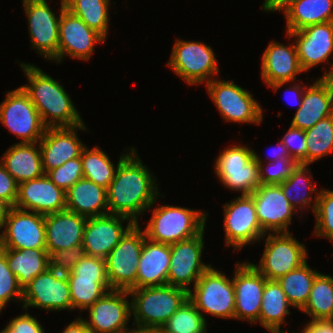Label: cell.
<instances>
[{
    "label": "cell",
    "instance_id": "obj_1",
    "mask_svg": "<svg viewBox=\"0 0 333 333\" xmlns=\"http://www.w3.org/2000/svg\"><path fill=\"white\" fill-rule=\"evenodd\" d=\"M120 156L109 188V214L120 215L138 223V215L154 205L159 196L157 180L139 159L136 149Z\"/></svg>",
    "mask_w": 333,
    "mask_h": 333
},
{
    "label": "cell",
    "instance_id": "obj_2",
    "mask_svg": "<svg viewBox=\"0 0 333 333\" xmlns=\"http://www.w3.org/2000/svg\"><path fill=\"white\" fill-rule=\"evenodd\" d=\"M29 85L21 86L29 95L46 128L75 127L83 124L63 86L39 67L21 63ZM50 120H49V118Z\"/></svg>",
    "mask_w": 333,
    "mask_h": 333
},
{
    "label": "cell",
    "instance_id": "obj_3",
    "mask_svg": "<svg viewBox=\"0 0 333 333\" xmlns=\"http://www.w3.org/2000/svg\"><path fill=\"white\" fill-rule=\"evenodd\" d=\"M131 313L137 327L161 328L188 300L185 289L171 285L131 289Z\"/></svg>",
    "mask_w": 333,
    "mask_h": 333
},
{
    "label": "cell",
    "instance_id": "obj_4",
    "mask_svg": "<svg viewBox=\"0 0 333 333\" xmlns=\"http://www.w3.org/2000/svg\"><path fill=\"white\" fill-rule=\"evenodd\" d=\"M208 213L184 207L161 205L144 230L146 238L159 243L174 244L199 235L205 230Z\"/></svg>",
    "mask_w": 333,
    "mask_h": 333
},
{
    "label": "cell",
    "instance_id": "obj_5",
    "mask_svg": "<svg viewBox=\"0 0 333 333\" xmlns=\"http://www.w3.org/2000/svg\"><path fill=\"white\" fill-rule=\"evenodd\" d=\"M145 238V232L135 223L105 258L111 290L136 289L139 259Z\"/></svg>",
    "mask_w": 333,
    "mask_h": 333
},
{
    "label": "cell",
    "instance_id": "obj_6",
    "mask_svg": "<svg viewBox=\"0 0 333 333\" xmlns=\"http://www.w3.org/2000/svg\"><path fill=\"white\" fill-rule=\"evenodd\" d=\"M254 153L252 148L235 145L217 156L214 168L224 186L241 191L242 195H250L261 185L259 163Z\"/></svg>",
    "mask_w": 333,
    "mask_h": 333
},
{
    "label": "cell",
    "instance_id": "obj_7",
    "mask_svg": "<svg viewBox=\"0 0 333 333\" xmlns=\"http://www.w3.org/2000/svg\"><path fill=\"white\" fill-rule=\"evenodd\" d=\"M188 299L201 312L217 318H234L235 290L231 279L210 267L197 281Z\"/></svg>",
    "mask_w": 333,
    "mask_h": 333
},
{
    "label": "cell",
    "instance_id": "obj_8",
    "mask_svg": "<svg viewBox=\"0 0 333 333\" xmlns=\"http://www.w3.org/2000/svg\"><path fill=\"white\" fill-rule=\"evenodd\" d=\"M168 66L173 73L191 85L204 81L207 84L214 78L213 75L219 73L213 50L203 42L177 39Z\"/></svg>",
    "mask_w": 333,
    "mask_h": 333
},
{
    "label": "cell",
    "instance_id": "obj_9",
    "mask_svg": "<svg viewBox=\"0 0 333 333\" xmlns=\"http://www.w3.org/2000/svg\"><path fill=\"white\" fill-rule=\"evenodd\" d=\"M0 121L22 139L20 143H38L46 129L22 87L7 92L6 99L0 104Z\"/></svg>",
    "mask_w": 333,
    "mask_h": 333
},
{
    "label": "cell",
    "instance_id": "obj_10",
    "mask_svg": "<svg viewBox=\"0 0 333 333\" xmlns=\"http://www.w3.org/2000/svg\"><path fill=\"white\" fill-rule=\"evenodd\" d=\"M208 93L226 121L260 124L263 110L249 91L234 81L212 79L206 84Z\"/></svg>",
    "mask_w": 333,
    "mask_h": 333
},
{
    "label": "cell",
    "instance_id": "obj_11",
    "mask_svg": "<svg viewBox=\"0 0 333 333\" xmlns=\"http://www.w3.org/2000/svg\"><path fill=\"white\" fill-rule=\"evenodd\" d=\"M267 234L260 265L253 264L267 280H277L307 262L305 245L290 233Z\"/></svg>",
    "mask_w": 333,
    "mask_h": 333
},
{
    "label": "cell",
    "instance_id": "obj_12",
    "mask_svg": "<svg viewBox=\"0 0 333 333\" xmlns=\"http://www.w3.org/2000/svg\"><path fill=\"white\" fill-rule=\"evenodd\" d=\"M204 230L193 238L170 244V265L167 275V285L185 289L194 281V286L200 277L211 267L201 260L204 248Z\"/></svg>",
    "mask_w": 333,
    "mask_h": 333
},
{
    "label": "cell",
    "instance_id": "obj_13",
    "mask_svg": "<svg viewBox=\"0 0 333 333\" xmlns=\"http://www.w3.org/2000/svg\"><path fill=\"white\" fill-rule=\"evenodd\" d=\"M23 308L37 307L45 310H72L67 276L52 267L37 275L24 289Z\"/></svg>",
    "mask_w": 333,
    "mask_h": 333
},
{
    "label": "cell",
    "instance_id": "obj_14",
    "mask_svg": "<svg viewBox=\"0 0 333 333\" xmlns=\"http://www.w3.org/2000/svg\"><path fill=\"white\" fill-rule=\"evenodd\" d=\"M3 227L0 248L46 249L45 215L12 207Z\"/></svg>",
    "mask_w": 333,
    "mask_h": 333
},
{
    "label": "cell",
    "instance_id": "obj_15",
    "mask_svg": "<svg viewBox=\"0 0 333 333\" xmlns=\"http://www.w3.org/2000/svg\"><path fill=\"white\" fill-rule=\"evenodd\" d=\"M224 207L226 245L234 250L260 240L265 233L257 219L255 202L250 195H241Z\"/></svg>",
    "mask_w": 333,
    "mask_h": 333
},
{
    "label": "cell",
    "instance_id": "obj_16",
    "mask_svg": "<svg viewBox=\"0 0 333 333\" xmlns=\"http://www.w3.org/2000/svg\"><path fill=\"white\" fill-rule=\"evenodd\" d=\"M60 9L58 62L64 55L89 60L95 43H104L105 38L67 10L64 0H61Z\"/></svg>",
    "mask_w": 333,
    "mask_h": 333
},
{
    "label": "cell",
    "instance_id": "obj_17",
    "mask_svg": "<svg viewBox=\"0 0 333 333\" xmlns=\"http://www.w3.org/2000/svg\"><path fill=\"white\" fill-rule=\"evenodd\" d=\"M32 47L48 60L58 62L59 18L46 0H23Z\"/></svg>",
    "mask_w": 333,
    "mask_h": 333
},
{
    "label": "cell",
    "instance_id": "obj_18",
    "mask_svg": "<svg viewBox=\"0 0 333 333\" xmlns=\"http://www.w3.org/2000/svg\"><path fill=\"white\" fill-rule=\"evenodd\" d=\"M126 290H110L89 307L90 321L85 323L92 333H130L125 327L131 317V302ZM129 329V330H128Z\"/></svg>",
    "mask_w": 333,
    "mask_h": 333
},
{
    "label": "cell",
    "instance_id": "obj_19",
    "mask_svg": "<svg viewBox=\"0 0 333 333\" xmlns=\"http://www.w3.org/2000/svg\"><path fill=\"white\" fill-rule=\"evenodd\" d=\"M250 196L255 202L258 222L262 231L289 233L292 215L296 214L279 184H261Z\"/></svg>",
    "mask_w": 333,
    "mask_h": 333
},
{
    "label": "cell",
    "instance_id": "obj_20",
    "mask_svg": "<svg viewBox=\"0 0 333 333\" xmlns=\"http://www.w3.org/2000/svg\"><path fill=\"white\" fill-rule=\"evenodd\" d=\"M267 279L253 263L237 264L232 279L235 290V319L256 323L259 320L262 295Z\"/></svg>",
    "mask_w": 333,
    "mask_h": 333
},
{
    "label": "cell",
    "instance_id": "obj_21",
    "mask_svg": "<svg viewBox=\"0 0 333 333\" xmlns=\"http://www.w3.org/2000/svg\"><path fill=\"white\" fill-rule=\"evenodd\" d=\"M129 221L126 228L121 225ZM135 223L127 217L106 214L87 218L83 241L86 255L105 259Z\"/></svg>",
    "mask_w": 333,
    "mask_h": 333
},
{
    "label": "cell",
    "instance_id": "obj_22",
    "mask_svg": "<svg viewBox=\"0 0 333 333\" xmlns=\"http://www.w3.org/2000/svg\"><path fill=\"white\" fill-rule=\"evenodd\" d=\"M262 9L264 12L283 11L286 33L333 21V0H265Z\"/></svg>",
    "mask_w": 333,
    "mask_h": 333
},
{
    "label": "cell",
    "instance_id": "obj_23",
    "mask_svg": "<svg viewBox=\"0 0 333 333\" xmlns=\"http://www.w3.org/2000/svg\"><path fill=\"white\" fill-rule=\"evenodd\" d=\"M333 115V64L329 72L307 86L302 105L297 109L290 126L307 130L318 121Z\"/></svg>",
    "mask_w": 333,
    "mask_h": 333
},
{
    "label": "cell",
    "instance_id": "obj_24",
    "mask_svg": "<svg viewBox=\"0 0 333 333\" xmlns=\"http://www.w3.org/2000/svg\"><path fill=\"white\" fill-rule=\"evenodd\" d=\"M15 208L43 215L61 212L66 210V192L44 174L18 184Z\"/></svg>",
    "mask_w": 333,
    "mask_h": 333
},
{
    "label": "cell",
    "instance_id": "obj_25",
    "mask_svg": "<svg viewBox=\"0 0 333 333\" xmlns=\"http://www.w3.org/2000/svg\"><path fill=\"white\" fill-rule=\"evenodd\" d=\"M87 128L84 123L75 127L46 128L38 143L44 173L63 165L68 160L81 156L85 147L77 137V130ZM76 130V131H75Z\"/></svg>",
    "mask_w": 333,
    "mask_h": 333
},
{
    "label": "cell",
    "instance_id": "obj_26",
    "mask_svg": "<svg viewBox=\"0 0 333 333\" xmlns=\"http://www.w3.org/2000/svg\"><path fill=\"white\" fill-rule=\"evenodd\" d=\"M296 37L295 43L303 71L328 61L333 53V21L308 26L302 30L287 33Z\"/></svg>",
    "mask_w": 333,
    "mask_h": 333
},
{
    "label": "cell",
    "instance_id": "obj_27",
    "mask_svg": "<svg viewBox=\"0 0 333 333\" xmlns=\"http://www.w3.org/2000/svg\"><path fill=\"white\" fill-rule=\"evenodd\" d=\"M261 77L268 87L277 90L285 83L296 80L304 72L301 68L295 45L284 46L271 41L262 56Z\"/></svg>",
    "mask_w": 333,
    "mask_h": 333
},
{
    "label": "cell",
    "instance_id": "obj_28",
    "mask_svg": "<svg viewBox=\"0 0 333 333\" xmlns=\"http://www.w3.org/2000/svg\"><path fill=\"white\" fill-rule=\"evenodd\" d=\"M87 217L67 210L45 215L46 251L72 249L83 241Z\"/></svg>",
    "mask_w": 333,
    "mask_h": 333
},
{
    "label": "cell",
    "instance_id": "obj_29",
    "mask_svg": "<svg viewBox=\"0 0 333 333\" xmlns=\"http://www.w3.org/2000/svg\"><path fill=\"white\" fill-rule=\"evenodd\" d=\"M170 257L169 244L145 238L139 259L136 288L166 285Z\"/></svg>",
    "mask_w": 333,
    "mask_h": 333
},
{
    "label": "cell",
    "instance_id": "obj_30",
    "mask_svg": "<svg viewBox=\"0 0 333 333\" xmlns=\"http://www.w3.org/2000/svg\"><path fill=\"white\" fill-rule=\"evenodd\" d=\"M66 210L87 218L108 214L107 189L80 179L66 191Z\"/></svg>",
    "mask_w": 333,
    "mask_h": 333
},
{
    "label": "cell",
    "instance_id": "obj_31",
    "mask_svg": "<svg viewBox=\"0 0 333 333\" xmlns=\"http://www.w3.org/2000/svg\"><path fill=\"white\" fill-rule=\"evenodd\" d=\"M35 146L36 143H16L7 149L0 161L18 184L45 174L40 148Z\"/></svg>",
    "mask_w": 333,
    "mask_h": 333
},
{
    "label": "cell",
    "instance_id": "obj_32",
    "mask_svg": "<svg viewBox=\"0 0 333 333\" xmlns=\"http://www.w3.org/2000/svg\"><path fill=\"white\" fill-rule=\"evenodd\" d=\"M0 249L5 253L8 267L18 279L22 290L37 275L50 267V258L46 249Z\"/></svg>",
    "mask_w": 333,
    "mask_h": 333
},
{
    "label": "cell",
    "instance_id": "obj_33",
    "mask_svg": "<svg viewBox=\"0 0 333 333\" xmlns=\"http://www.w3.org/2000/svg\"><path fill=\"white\" fill-rule=\"evenodd\" d=\"M290 303L276 280H267L264 285L259 323L268 331L280 330L284 317L290 314Z\"/></svg>",
    "mask_w": 333,
    "mask_h": 333
},
{
    "label": "cell",
    "instance_id": "obj_34",
    "mask_svg": "<svg viewBox=\"0 0 333 333\" xmlns=\"http://www.w3.org/2000/svg\"><path fill=\"white\" fill-rule=\"evenodd\" d=\"M317 274L318 272L308 267L306 262L276 281L284 291L290 305L302 310L309 299Z\"/></svg>",
    "mask_w": 333,
    "mask_h": 333
},
{
    "label": "cell",
    "instance_id": "obj_35",
    "mask_svg": "<svg viewBox=\"0 0 333 333\" xmlns=\"http://www.w3.org/2000/svg\"><path fill=\"white\" fill-rule=\"evenodd\" d=\"M301 311L313 318L312 321L333 320V277L316 275L309 299Z\"/></svg>",
    "mask_w": 333,
    "mask_h": 333
},
{
    "label": "cell",
    "instance_id": "obj_36",
    "mask_svg": "<svg viewBox=\"0 0 333 333\" xmlns=\"http://www.w3.org/2000/svg\"><path fill=\"white\" fill-rule=\"evenodd\" d=\"M64 2L67 10L106 39L110 0H64Z\"/></svg>",
    "mask_w": 333,
    "mask_h": 333
},
{
    "label": "cell",
    "instance_id": "obj_37",
    "mask_svg": "<svg viewBox=\"0 0 333 333\" xmlns=\"http://www.w3.org/2000/svg\"><path fill=\"white\" fill-rule=\"evenodd\" d=\"M72 310H88L93 303L110 291L108 278L67 277Z\"/></svg>",
    "mask_w": 333,
    "mask_h": 333
},
{
    "label": "cell",
    "instance_id": "obj_38",
    "mask_svg": "<svg viewBox=\"0 0 333 333\" xmlns=\"http://www.w3.org/2000/svg\"><path fill=\"white\" fill-rule=\"evenodd\" d=\"M81 160L83 178L108 189L117 169L108 156L97 146L91 150L84 147L81 152Z\"/></svg>",
    "mask_w": 333,
    "mask_h": 333
},
{
    "label": "cell",
    "instance_id": "obj_39",
    "mask_svg": "<svg viewBox=\"0 0 333 333\" xmlns=\"http://www.w3.org/2000/svg\"><path fill=\"white\" fill-rule=\"evenodd\" d=\"M306 135V165L333 152V115L304 130Z\"/></svg>",
    "mask_w": 333,
    "mask_h": 333
},
{
    "label": "cell",
    "instance_id": "obj_40",
    "mask_svg": "<svg viewBox=\"0 0 333 333\" xmlns=\"http://www.w3.org/2000/svg\"><path fill=\"white\" fill-rule=\"evenodd\" d=\"M307 167L308 165L298 164L290 177L279 184L284 193V196L287 198L295 211L296 207H299L301 210H303L304 206L311 207L309 204L313 198L312 195L310 196V194H313V192L317 191L314 188V184L311 182L312 177H308L307 175L308 172L310 173ZM302 189H305L308 192H301Z\"/></svg>",
    "mask_w": 333,
    "mask_h": 333
},
{
    "label": "cell",
    "instance_id": "obj_41",
    "mask_svg": "<svg viewBox=\"0 0 333 333\" xmlns=\"http://www.w3.org/2000/svg\"><path fill=\"white\" fill-rule=\"evenodd\" d=\"M206 318L188 299L161 327L164 333H205Z\"/></svg>",
    "mask_w": 333,
    "mask_h": 333
},
{
    "label": "cell",
    "instance_id": "obj_42",
    "mask_svg": "<svg viewBox=\"0 0 333 333\" xmlns=\"http://www.w3.org/2000/svg\"><path fill=\"white\" fill-rule=\"evenodd\" d=\"M313 203L312 209L316 217L314 234L324 236L333 243V191L321 189Z\"/></svg>",
    "mask_w": 333,
    "mask_h": 333
},
{
    "label": "cell",
    "instance_id": "obj_43",
    "mask_svg": "<svg viewBox=\"0 0 333 333\" xmlns=\"http://www.w3.org/2000/svg\"><path fill=\"white\" fill-rule=\"evenodd\" d=\"M254 158L259 163L260 183L264 185L281 184L290 177L293 170L298 165V163L291 158H283L273 162H268V166L265 170L264 167L266 165H262L263 162L256 153H254ZM270 168H273V170Z\"/></svg>",
    "mask_w": 333,
    "mask_h": 333
},
{
    "label": "cell",
    "instance_id": "obj_44",
    "mask_svg": "<svg viewBox=\"0 0 333 333\" xmlns=\"http://www.w3.org/2000/svg\"><path fill=\"white\" fill-rule=\"evenodd\" d=\"M50 180L65 192L83 178L81 156L68 160L63 165L46 173Z\"/></svg>",
    "mask_w": 333,
    "mask_h": 333
},
{
    "label": "cell",
    "instance_id": "obj_45",
    "mask_svg": "<svg viewBox=\"0 0 333 333\" xmlns=\"http://www.w3.org/2000/svg\"><path fill=\"white\" fill-rule=\"evenodd\" d=\"M23 290L19 286L18 279L9 269L6 255L0 249V312L7 303L13 298L14 300L22 301Z\"/></svg>",
    "mask_w": 333,
    "mask_h": 333
},
{
    "label": "cell",
    "instance_id": "obj_46",
    "mask_svg": "<svg viewBox=\"0 0 333 333\" xmlns=\"http://www.w3.org/2000/svg\"><path fill=\"white\" fill-rule=\"evenodd\" d=\"M86 255L83 244L74 246L72 249H59L50 256V267L59 273L67 274L81 258Z\"/></svg>",
    "mask_w": 333,
    "mask_h": 333
},
{
    "label": "cell",
    "instance_id": "obj_47",
    "mask_svg": "<svg viewBox=\"0 0 333 333\" xmlns=\"http://www.w3.org/2000/svg\"><path fill=\"white\" fill-rule=\"evenodd\" d=\"M67 277L107 278L105 259L85 255L76 263Z\"/></svg>",
    "mask_w": 333,
    "mask_h": 333
},
{
    "label": "cell",
    "instance_id": "obj_48",
    "mask_svg": "<svg viewBox=\"0 0 333 333\" xmlns=\"http://www.w3.org/2000/svg\"><path fill=\"white\" fill-rule=\"evenodd\" d=\"M291 159L298 164L306 165V135L304 130L290 126L281 139Z\"/></svg>",
    "mask_w": 333,
    "mask_h": 333
},
{
    "label": "cell",
    "instance_id": "obj_49",
    "mask_svg": "<svg viewBox=\"0 0 333 333\" xmlns=\"http://www.w3.org/2000/svg\"><path fill=\"white\" fill-rule=\"evenodd\" d=\"M18 196V183L0 163V199L15 207Z\"/></svg>",
    "mask_w": 333,
    "mask_h": 333
},
{
    "label": "cell",
    "instance_id": "obj_50",
    "mask_svg": "<svg viewBox=\"0 0 333 333\" xmlns=\"http://www.w3.org/2000/svg\"><path fill=\"white\" fill-rule=\"evenodd\" d=\"M9 325L17 333H45L40 322L29 313L14 317V319L9 322Z\"/></svg>",
    "mask_w": 333,
    "mask_h": 333
},
{
    "label": "cell",
    "instance_id": "obj_51",
    "mask_svg": "<svg viewBox=\"0 0 333 333\" xmlns=\"http://www.w3.org/2000/svg\"><path fill=\"white\" fill-rule=\"evenodd\" d=\"M301 333H333V320L310 321Z\"/></svg>",
    "mask_w": 333,
    "mask_h": 333
},
{
    "label": "cell",
    "instance_id": "obj_52",
    "mask_svg": "<svg viewBox=\"0 0 333 333\" xmlns=\"http://www.w3.org/2000/svg\"><path fill=\"white\" fill-rule=\"evenodd\" d=\"M62 333H92L83 318H76L72 321Z\"/></svg>",
    "mask_w": 333,
    "mask_h": 333
},
{
    "label": "cell",
    "instance_id": "obj_53",
    "mask_svg": "<svg viewBox=\"0 0 333 333\" xmlns=\"http://www.w3.org/2000/svg\"><path fill=\"white\" fill-rule=\"evenodd\" d=\"M291 88L289 89L290 90V92L291 93H293V96L292 97H294V95L296 96L295 98V100L297 101V105L299 104V107H298V109L301 107V105H302V98H303V93H304V91H305V88L307 87V86H304V87H301V86H299V83H298V86H297V84H295V85H293V86H290ZM301 88V89H300ZM288 89L286 90L287 92L289 91ZM291 93H289V94H291ZM286 94V93H285ZM292 95V94H291ZM300 95V96H299ZM299 100V101H298Z\"/></svg>",
    "mask_w": 333,
    "mask_h": 333
},
{
    "label": "cell",
    "instance_id": "obj_54",
    "mask_svg": "<svg viewBox=\"0 0 333 333\" xmlns=\"http://www.w3.org/2000/svg\"><path fill=\"white\" fill-rule=\"evenodd\" d=\"M273 154H274L273 157H275V158H272V160H270V162L271 161L272 162L276 161L278 159H283V158H291L290 155H289V153H288V151H287L286 146L283 144L282 141L279 143V148L277 150L274 149Z\"/></svg>",
    "mask_w": 333,
    "mask_h": 333
},
{
    "label": "cell",
    "instance_id": "obj_55",
    "mask_svg": "<svg viewBox=\"0 0 333 333\" xmlns=\"http://www.w3.org/2000/svg\"><path fill=\"white\" fill-rule=\"evenodd\" d=\"M11 208L12 207L6 201L0 199V228L3 227L4 221L6 220Z\"/></svg>",
    "mask_w": 333,
    "mask_h": 333
},
{
    "label": "cell",
    "instance_id": "obj_56",
    "mask_svg": "<svg viewBox=\"0 0 333 333\" xmlns=\"http://www.w3.org/2000/svg\"><path fill=\"white\" fill-rule=\"evenodd\" d=\"M130 333H164V331L161 328H142L137 327L133 328Z\"/></svg>",
    "mask_w": 333,
    "mask_h": 333
},
{
    "label": "cell",
    "instance_id": "obj_57",
    "mask_svg": "<svg viewBox=\"0 0 333 333\" xmlns=\"http://www.w3.org/2000/svg\"><path fill=\"white\" fill-rule=\"evenodd\" d=\"M0 333H17L9 324Z\"/></svg>",
    "mask_w": 333,
    "mask_h": 333
},
{
    "label": "cell",
    "instance_id": "obj_58",
    "mask_svg": "<svg viewBox=\"0 0 333 333\" xmlns=\"http://www.w3.org/2000/svg\"><path fill=\"white\" fill-rule=\"evenodd\" d=\"M271 333H288V332H284V331H281V330H273V331H270ZM294 333V332H293Z\"/></svg>",
    "mask_w": 333,
    "mask_h": 333
}]
</instances>
